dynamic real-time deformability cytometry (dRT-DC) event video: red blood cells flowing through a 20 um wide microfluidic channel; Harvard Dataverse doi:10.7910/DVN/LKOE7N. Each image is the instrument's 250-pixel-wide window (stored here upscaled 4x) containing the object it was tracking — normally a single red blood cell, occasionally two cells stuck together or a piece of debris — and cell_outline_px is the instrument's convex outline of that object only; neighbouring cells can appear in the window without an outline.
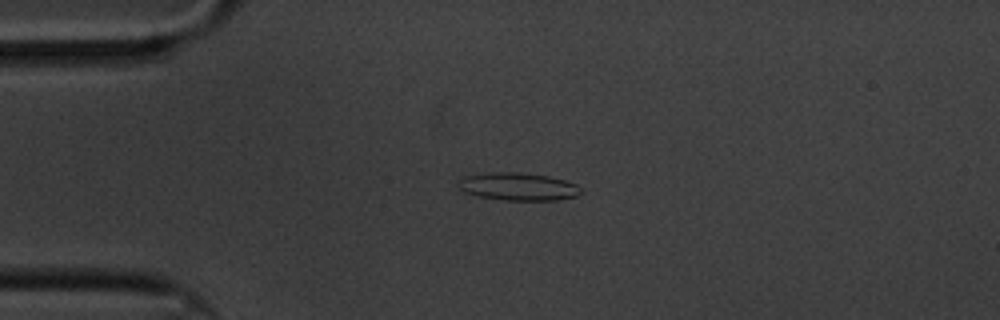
{"species": "common noctule bat (a hibernating species)", "species_latin": "Nyctalus noctula", "temperature_condition": "cold", "stored_images_in_passage": 47, "camera_frame_rate_fps": 3000, "um_per_image_px": 0.085, "animal": {"sex": "male", "body_mass_g": 20.1, "forearm_length_mm": 53.5}, "frame": {"image": 1, "passage_image": 1, "time_ms": 0.0, "image_size_px": [1000, 320], "cell_outline_px": [[584, 192], [576, 196], [556, 200], [504, 200], [480, 196], [464, 192], [456, 184], [464, 176], [496, 172], [516, 172], [548, 176], [564, 180], [576, 184]], "centroid_in_image_um": [44.06, 15.86], "position_along_channel_um": 40.9, "area_um2": 19.65}}
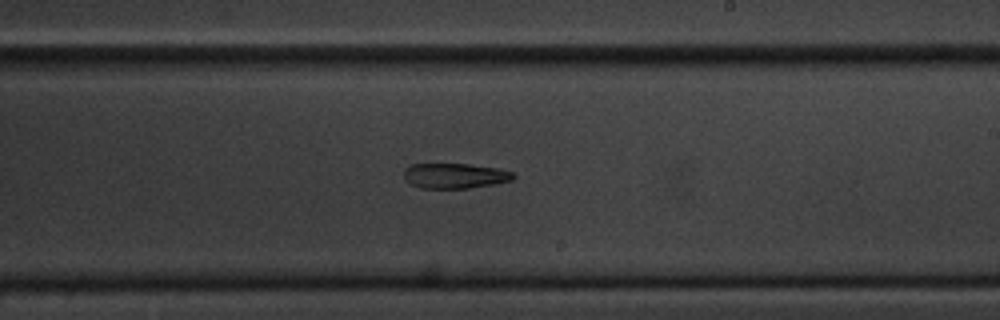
{"frame": {"image": 2, "passage_image": 22, "time_ms": 7.0, "image_size_px": [1000, 320], "cell_outline_px": [[516, 176], [512, 180], [492, 184], [468, 188], [420, 188], [404, 180], [404, 168], [412, 164], [468, 164], [500, 168], [512, 172]], "centroid_in_image_um": [38.65, 14.93], "position_along_channel_um": 250.4, "area_um2": 16.07}}
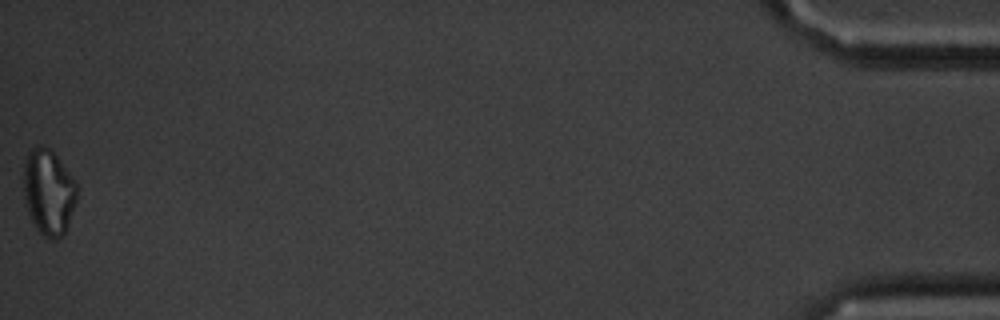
{"frame": {"image": 3, "passage_image": 47, "time_ms": 15.333, "image_size_px": [1000, 320], "cell_outline_px": [[76, 200], [68, 224], [64, 232], [56, 240], [52, 240], [44, 236], [36, 228], [28, 212], [24, 196], [24, 160], [28, 152], [32, 148], [40, 144], [48, 148], [56, 156], [76, 180]], "centroid_in_image_um": [4.12, 16.31], "position_along_channel_um": 431.1, "area_um2": 26.41}}